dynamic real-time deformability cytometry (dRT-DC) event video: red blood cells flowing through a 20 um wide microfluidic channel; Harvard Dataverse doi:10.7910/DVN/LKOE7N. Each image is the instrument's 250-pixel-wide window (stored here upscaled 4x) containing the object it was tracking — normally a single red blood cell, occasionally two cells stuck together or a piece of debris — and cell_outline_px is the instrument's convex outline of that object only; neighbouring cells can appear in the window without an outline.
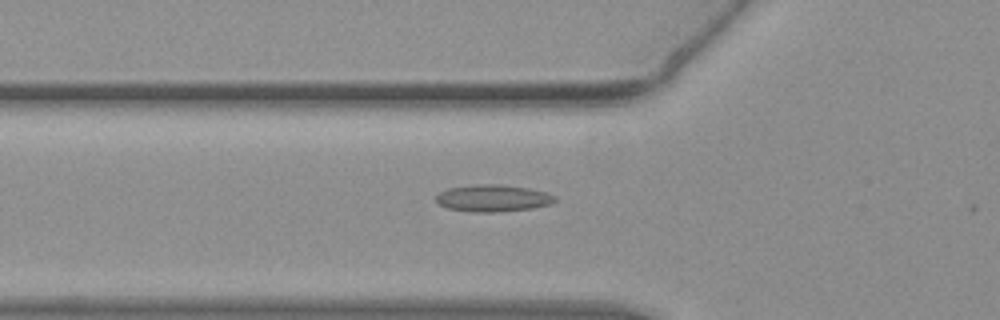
{"species": "common noctule bat (a hibernating species)", "species_latin": "Nyctalus noctula", "temperature_condition": "warm", "stored_images_in_passage": 52, "camera_frame_rate_fps": 3000, "um_per_image_px": 0.085, "animal": {"sex": "female", "body_mass_g": 19.3, "forearm_length_mm": 54.1}, "frame": {"image": 1, "passage_image": 17, "time_ms": 5.333, "image_size_px": [1000, 320], "cell_outline_px": [[556, 200], [548, 204], [532, 208], [500, 212], [472, 212], [448, 208], [436, 204], [436, 196], [440, 192], [448, 188], [476, 184], [500, 184], [528, 188], [544, 192], [556, 196]], "centroid_in_image_um": [41.85, 16.84], "position_along_channel_um": 83.9, "area_um2": 18.67}}
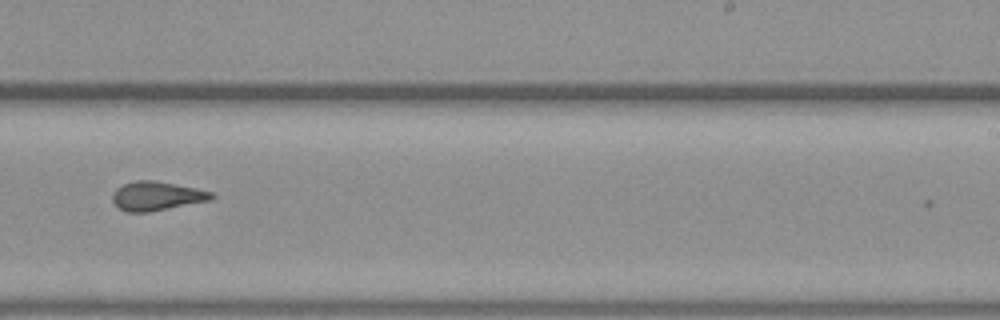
{"frame": {"image": 2, "passage_image": 32, "time_ms": 10.333, "image_size_px": [1000, 320], "cell_outline_px": [[216, 196], [212, 200], [148, 212], [128, 212], [120, 208], [112, 200], [112, 196], [116, 188], [124, 184], [136, 180], [152, 180], [196, 188], [212, 192]], "centroid_in_image_um": [13.34, 16.66], "position_along_channel_um": 275.7, "area_um2": 16.59}}
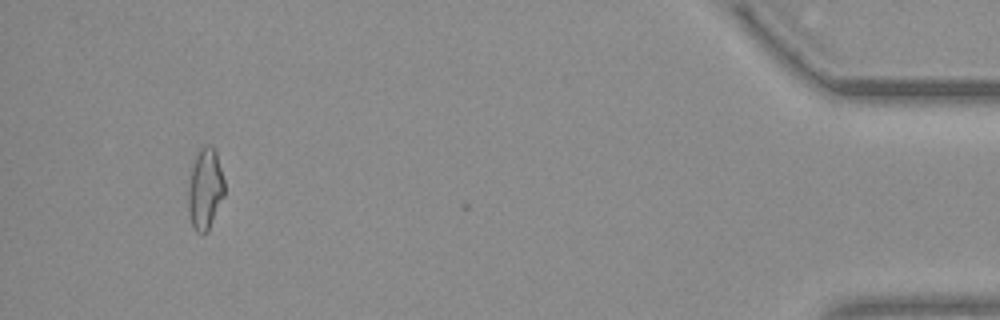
{"frame": {"image": 3, "passage_image": 49, "time_ms": 16.0, "image_size_px": [1000, 320], "cell_outline_px": [[224, 196], [208, 232], [196, 232], [192, 224], [188, 208], [188, 188], [192, 168], [196, 156], [200, 148], [208, 144], [212, 144], [216, 152], [224, 180]], "centroid_in_image_um": [17.45, 16.06], "position_along_channel_um": 417.8, "area_um2": 16.99}, "authors_computed_cell_mechanics": {"area_um2": 16.762, "velocity_mm_per_s": 3.823, "shape_relaxation_time_tau1_ms": null, "shape_relaxation_time_tau2_ms": 2.0565, "deformation_change_tau1": null, "deformation_change_tau2": 0.1041}}